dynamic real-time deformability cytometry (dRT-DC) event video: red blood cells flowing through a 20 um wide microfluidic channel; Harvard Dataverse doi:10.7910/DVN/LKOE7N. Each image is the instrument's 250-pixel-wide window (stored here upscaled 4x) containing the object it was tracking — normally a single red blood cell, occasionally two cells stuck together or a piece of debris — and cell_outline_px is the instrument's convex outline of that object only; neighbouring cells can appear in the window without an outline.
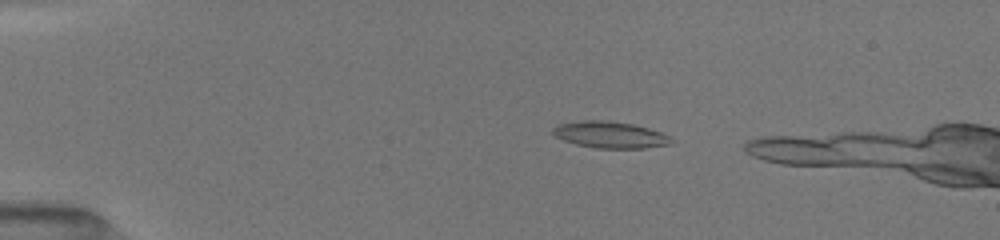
{"species": "common noctule bat (a hibernating species)", "species_latin": "Nyctalus noctula", "temperature_condition": "room temperature", "stored_images_in_passage": 30, "camera_frame_rate_fps": 3000, "um_per_image_px": 0.085, "animal": {"sex": "female", "body_mass_g": 19.5, "forearm_length_mm": 54.1}, "frame": {"image": 1, "passage_image": 7, "time_ms": 2.333, "image_size_px": [1000, 240], "cell_outline_px": [[676, 140], [668, 144], [644, 148], [596, 148], [576, 144], [552, 136], [552, 128], [560, 124], [580, 120], [608, 120], [632, 124], [648, 128], [660, 132]], "centroid_in_image_um": [51.82, 11.45], "position_along_channel_um": 33.2, "area_um2": 18.32}}
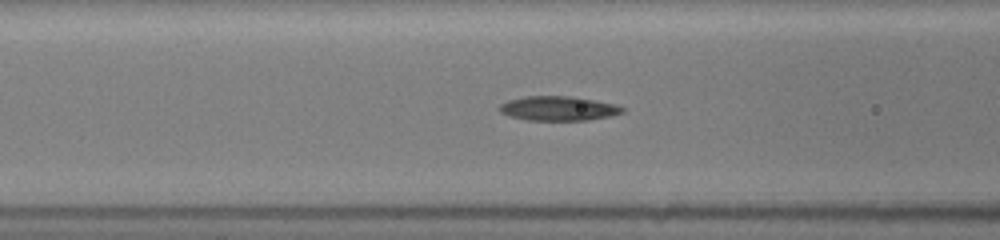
{"frame": {"image": 2, "passage_image": 17, "time_ms": 6.0, "image_size_px": [1000, 240], "cell_outline_px": [[624, 112], [612, 116], [588, 120], [528, 120], [508, 116], [500, 112], [496, 108], [500, 104], [508, 100], [524, 96], [572, 96], [596, 100], [616, 104], [624, 108]], "centroid_in_image_um": [47.45, 9.21], "position_along_channel_um": 119.2, "area_um2": 17.74}}
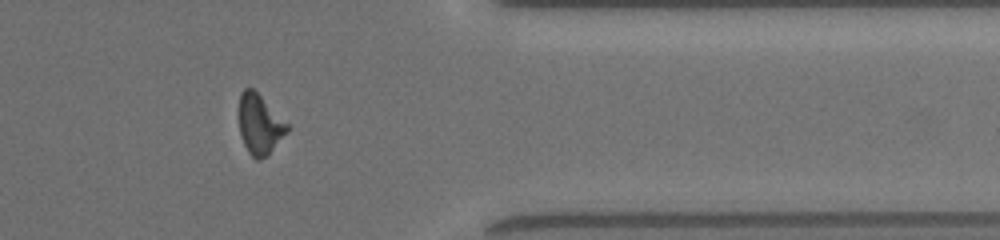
{"frame": {"image": 3, "passage_image": 27, "time_ms": 13.0, "image_size_px": [1000, 240], "cell_outline_px": [[292, 128], [268, 156], [260, 160], [256, 160], [248, 152], [244, 144], [240, 132], [240, 92], [244, 88], [252, 88]], "centroid_in_image_um": [22.11, 10.62], "position_along_channel_um": 389.3, "area_um2": 16.76}, "authors_computed_cell_mechanics": {"area_um2": 18.0336, "velocity_mm_per_s": 4.0445, "shape_relaxation_time_tau1_ms": 5.5576, "shape_relaxation_time_tau2_ms": 3.5338, "deformation_change_tau1": 0.1536, "deformation_change_tau2": 0.1164}}